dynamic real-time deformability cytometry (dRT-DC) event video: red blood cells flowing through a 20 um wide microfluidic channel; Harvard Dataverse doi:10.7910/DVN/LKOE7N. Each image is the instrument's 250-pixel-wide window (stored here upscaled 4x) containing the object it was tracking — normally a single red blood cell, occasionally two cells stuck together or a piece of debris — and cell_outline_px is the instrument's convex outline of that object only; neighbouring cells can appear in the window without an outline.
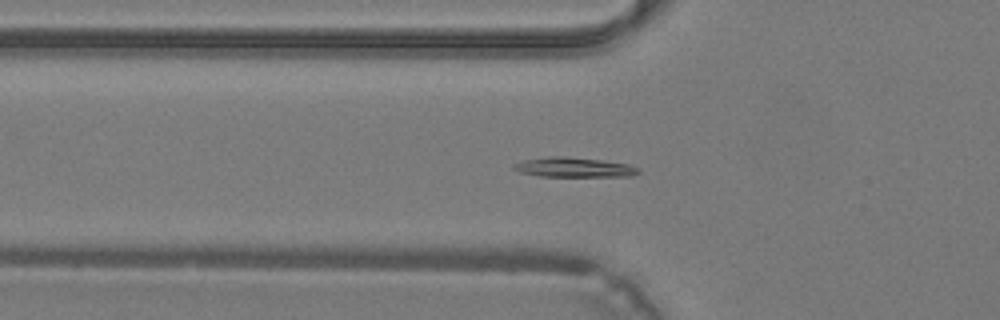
{"species": "common noctule bat (a hibernating species)", "species_latin": "Nyctalus noctula", "temperature_condition": "warm", "stored_images_in_passage": 16, "camera_frame_rate_fps": 3000, "um_per_image_px": 0.085, "animal": {"sex": "male", "body_mass_g": 19.2, "forearm_length_mm": 51.8}, "frame": {"image": 1, "passage_image": 10, "time_ms": 3.0, "image_size_px": [1000, 320], "cell_outline_px": [[640, 172], [632, 176], [540, 176], [520, 172], [512, 168], [512, 164], [524, 160], [548, 156], [560, 156], [600, 160], [628, 164], [640, 168]], "centroid_in_image_um": [48.78, 14.22], "position_along_channel_um": 77.0, "area_um2": 14.22}}
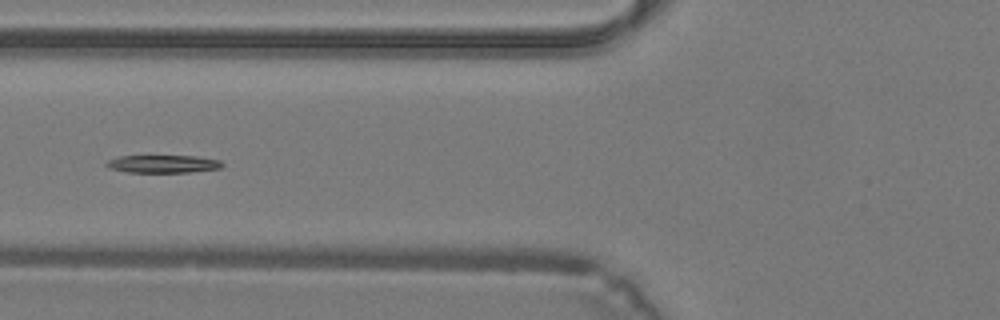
{"frame": {"image": 2, "passage_image": 12, "time_ms": 3.667, "image_size_px": [1000, 320], "cell_outline_px": [[224, 164], [220, 168], [188, 172], [128, 172], [108, 168], [104, 164], [108, 160], [120, 156], [196, 156], [220, 160]], "centroid_in_image_um": [13.84, 13.93], "position_along_channel_um": 112.0, "area_um2": 11.91}}
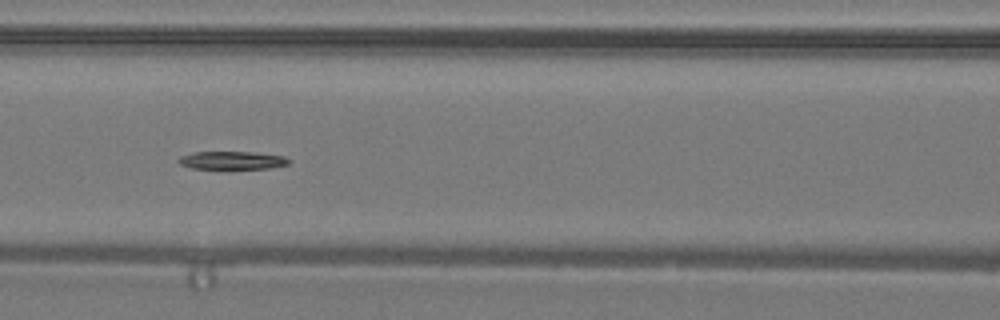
{"frame": {"image": 3, "passage_image": 14, "time_ms": 4.333, "image_size_px": [1000, 320], "cell_outline_px": [[292, 160], [288, 164], [272, 168], [192, 168], [180, 164], [176, 160], [180, 156], [196, 152], [252, 152], [284, 156]], "centroid_in_image_um": [19.75, 13.62], "position_along_channel_um": 146.8, "area_um2": 11.44}}